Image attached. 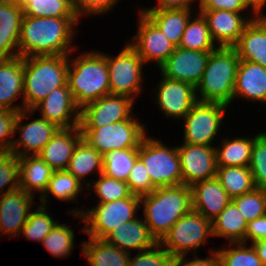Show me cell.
<instances>
[{
  "instance_id": "6da1fadb",
  "label": "cell",
  "mask_w": 266,
  "mask_h": 266,
  "mask_svg": "<svg viewBox=\"0 0 266 266\" xmlns=\"http://www.w3.org/2000/svg\"><path fill=\"white\" fill-rule=\"evenodd\" d=\"M79 18L24 16L19 37V56L68 55ZM72 46V47H71Z\"/></svg>"
},
{
  "instance_id": "7a4b0ae2",
  "label": "cell",
  "mask_w": 266,
  "mask_h": 266,
  "mask_svg": "<svg viewBox=\"0 0 266 266\" xmlns=\"http://www.w3.org/2000/svg\"><path fill=\"white\" fill-rule=\"evenodd\" d=\"M140 203L150 233L159 243L173 224L193 209L191 187L184 184L159 187L141 196Z\"/></svg>"
},
{
  "instance_id": "3957f363",
  "label": "cell",
  "mask_w": 266,
  "mask_h": 266,
  "mask_svg": "<svg viewBox=\"0 0 266 266\" xmlns=\"http://www.w3.org/2000/svg\"><path fill=\"white\" fill-rule=\"evenodd\" d=\"M69 55L24 58V110L33 108L54 89L67 84Z\"/></svg>"
},
{
  "instance_id": "277c9868",
  "label": "cell",
  "mask_w": 266,
  "mask_h": 266,
  "mask_svg": "<svg viewBox=\"0 0 266 266\" xmlns=\"http://www.w3.org/2000/svg\"><path fill=\"white\" fill-rule=\"evenodd\" d=\"M239 57L234 47L219 46L211 51L200 82L195 87L197 101L221 103L233 100Z\"/></svg>"
},
{
  "instance_id": "5b68a950",
  "label": "cell",
  "mask_w": 266,
  "mask_h": 266,
  "mask_svg": "<svg viewBox=\"0 0 266 266\" xmlns=\"http://www.w3.org/2000/svg\"><path fill=\"white\" fill-rule=\"evenodd\" d=\"M67 83L80 110L110 94L109 71L104 53L89 52L68 66Z\"/></svg>"
},
{
  "instance_id": "8992f818",
  "label": "cell",
  "mask_w": 266,
  "mask_h": 266,
  "mask_svg": "<svg viewBox=\"0 0 266 266\" xmlns=\"http://www.w3.org/2000/svg\"><path fill=\"white\" fill-rule=\"evenodd\" d=\"M141 206L140 197L132 194L120 200L99 203L86 212L76 208L75 211L71 210V214L80 217L87 224L82 231L89 234V237L104 239L115 227L135 219L136 210Z\"/></svg>"
},
{
  "instance_id": "52a82bcc",
  "label": "cell",
  "mask_w": 266,
  "mask_h": 266,
  "mask_svg": "<svg viewBox=\"0 0 266 266\" xmlns=\"http://www.w3.org/2000/svg\"><path fill=\"white\" fill-rule=\"evenodd\" d=\"M138 158L145 165L155 188L182 184L177 147H166L159 140L145 136L138 147Z\"/></svg>"
},
{
  "instance_id": "ba28073f",
  "label": "cell",
  "mask_w": 266,
  "mask_h": 266,
  "mask_svg": "<svg viewBox=\"0 0 266 266\" xmlns=\"http://www.w3.org/2000/svg\"><path fill=\"white\" fill-rule=\"evenodd\" d=\"M80 129L83 138L102 156L116 149L138 148L146 136L145 126L134 120L133 115L127 120L100 128Z\"/></svg>"
},
{
  "instance_id": "9c48e42d",
  "label": "cell",
  "mask_w": 266,
  "mask_h": 266,
  "mask_svg": "<svg viewBox=\"0 0 266 266\" xmlns=\"http://www.w3.org/2000/svg\"><path fill=\"white\" fill-rule=\"evenodd\" d=\"M209 236H213L212 222L195 210L177 220L169 232L159 242L173 257L187 255L205 243Z\"/></svg>"
},
{
  "instance_id": "30bf717a",
  "label": "cell",
  "mask_w": 266,
  "mask_h": 266,
  "mask_svg": "<svg viewBox=\"0 0 266 266\" xmlns=\"http://www.w3.org/2000/svg\"><path fill=\"white\" fill-rule=\"evenodd\" d=\"M105 58L109 71L110 94L125 95L134 100L133 97L139 94L142 88V58L130 44L116 57L105 54Z\"/></svg>"
},
{
  "instance_id": "8fae6325",
  "label": "cell",
  "mask_w": 266,
  "mask_h": 266,
  "mask_svg": "<svg viewBox=\"0 0 266 266\" xmlns=\"http://www.w3.org/2000/svg\"><path fill=\"white\" fill-rule=\"evenodd\" d=\"M226 105L197 101L184 119V143L211 146Z\"/></svg>"
},
{
  "instance_id": "7c38bea8",
  "label": "cell",
  "mask_w": 266,
  "mask_h": 266,
  "mask_svg": "<svg viewBox=\"0 0 266 266\" xmlns=\"http://www.w3.org/2000/svg\"><path fill=\"white\" fill-rule=\"evenodd\" d=\"M134 100L125 95L108 94L87 104L80 111V128H100L127 120Z\"/></svg>"
},
{
  "instance_id": "4fadbf2b",
  "label": "cell",
  "mask_w": 266,
  "mask_h": 266,
  "mask_svg": "<svg viewBox=\"0 0 266 266\" xmlns=\"http://www.w3.org/2000/svg\"><path fill=\"white\" fill-rule=\"evenodd\" d=\"M216 147L187 144L177 147L182 171V184H193L216 177Z\"/></svg>"
},
{
  "instance_id": "5bb4252c",
  "label": "cell",
  "mask_w": 266,
  "mask_h": 266,
  "mask_svg": "<svg viewBox=\"0 0 266 266\" xmlns=\"http://www.w3.org/2000/svg\"><path fill=\"white\" fill-rule=\"evenodd\" d=\"M211 51H195L175 47L171 56L159 67L164 77L196 87L200 82Z\"/></svg>"
},
{
  "instance_id": "9a60e30c",
  "label": "cell",
  "mask_w": 266,
  "mask_h": 266,
  "mask_svg": "<svg viewBox=\"0 0 266 266\" xmlns=\"http://www.w3.org/2000/svg\"><path fill=\"white\" fill-rule=\"evenodd\" d=\"M138 21L139 31L136 36L134 35L130 45L142 58L144 64L155 60L160 67L174 52L175 46L143 12H140Z\"/></svg>"
},
{
  "instance_id": "2e32d148",
  "label": "cell",
  "mask_w": 266,
  "mask_h": 266,
  "mask_svg": "<svg viewBox=\"0 0 266 266\" xmlns=\"http://www.w3.org/2000/svg\"><path fill=\"white\" fill-rule=\"evenodd\" d=\"M27 113H33L32 110H22L19 112L15 122V132L19 129L20 137L18 140H13L11 153L17 157L29 155H38L48 141L60 129L56 124L48 122L44 118H38L30 123L21 125L22 120L28 118ZM21 148V149H20ZM25 152H23V150ZM23 152V153H22Z\"/></svg>"
},
{
  "instance_id": "e0dca14e",
  "label": "cell",
  "mask_w": 266,
  "mask_h": 266,
  "mask_svg": "<svg viewBox=\"0 0 266 266\" xmlns=\"http://www.w3.org/2000/svg\"><path fill=\"white\" fill-rule=\"evenodd\" d=\"M37 109H41V118L56 124L59 128L77 127L80 124L81 110L75 103L68 83L54 89L32 111L35 112ZM71 115H74V118H71Z\"/></svg>"
},
{
  "instance_id": "ac0fdd59",
  "label": "cell",
  "mask_w": 266,
  "mask_h": 266,
  "mask_svg": "<svg viewBox=\"0 0 266 266\" xmlns=\"http://www.w3.org/2000/svg\"><path fill=\"white\" fill-rule=\"evenodd\" d=\"M157 104L167 117L184 118L197 102L195 87L191 84L171 80L162 75Z\"/></svg>"
},
{
  "instance_id": "d6986e66",
  "label": "cell",
  "mask_w": 266,
  "mask_h": 266,
  "mask_svg": "<svg viewBox=\"0 0 266 266\" xmlns=\"http://www.w3.org/2000/svg\"><path fill=\"white\" fill-rule=\"evenodd\" d=\"M207 21L211 38L218 46L233 47L252 19H244L241 12L229 10H199Z\"/></svg>"
},
{
  "instance_id": "ffe728a7",
  "label": "cell",
  "mask_w": 266,
  "mask_h": 266,
  "mask_svg": "<svg viewBox=\"0 0 266 266\" xmlns=\"http://www.w3.org/2000/svg\"><path fill=\"white\" fill-rule=\"evenodd\" d=\"M34 197L23 189L4 193L0 196V226L3 234L20 235L30 214Z\"/></svg>"
},
{
  "instance_id": "44dd1931",
  "label": "cell",
  "mask_w": 266,
  "mask_h": 266,
  "mask_svg": "<svg viewBox=\"0 0 266 266\" xmlns=\"http://www.w3.org/2000/svg\"><path fill=\"white\" fill-rule=\"evenodd\" d=\"M23 17L19 0H0V59L19 56L17 48Z\"/></svg>"
},
{
  "instance_id": "7402d4cb",
  "label": "cell",
  "mask_w": 266,
  "mask_h": 266,
  "mask_svg": "<svg viewBox=\"0 0 266 266\" xmlns=\"http://www.w3.org/2000/svg\"><path fill=\"white\" fill-rule=\"evenodd\" d=\"M24 89V58L0 59V109L10 111H22L24 105H14L15 99L20 93L23 96ZM14 105V106H13Z\"/></svg>"
},
{
  "instance_id": "603a6c76",
  "label": "cell",
  "mask_w": 266,
  "mask_h": 266,
  "mask_svg": "<svg viewBox=\"0 0 266 266\" xmlns=\"http://www.w3.org/2000/svg\"><path fill=\"white\" fill-rule=\"evenodd\" d=\"M191 192L193 210L211 222L232 201L216 177L193 184Z\"/></svg>"
},
{
  "instance_id": "cb8c5ba5",
  "label": "cell",
  "mask_w": 266,
  "mask_h": 266,
  "mask_svg": "<svg viewBox=\"0 0 266 266\" xmlns=\"http://www.w3.org/2000/svg\"><path fill=\"white\" fill-rule=\"evenodd\" d=\"M82 138L79 126L60 128L38 156L54 171L66 170L75 147Z\"/></svg>"
},
{
  "instance_id": "d4e9b609",
  "label": "cell",
  "mask_w": 266,
  "mask_h": 266,
  "mask_svg": "<svg viewBox=\"0 0 266 266\" xmlns=\"http://www.w3.org/2000/svg\"><path fill=\"white\" fill-rule=\"evenodd\" d=\"M253 17L233 47L240 60L266 68V16Z\"/></svg>"
},
{
  "instance_id": "484cf974",
  "label": "cell",
  "mask_w": 266,
  "mask_h": 266,
  "mask_svg": "<svg viewBox=\"0 0 266 266\" xmlns=\"http://www.w3.org/2000/svg\"><path fill=\"white\" fill-rule=\"evenodd\" d=\"M104 239L113 246L128 252L130 249H137L139 252L148 250L158 243L150 233L145 220L141 221L137 218L125 222L118 228L115 227Z\"/></svg>"
},
{
  "instance_id": "4316f807",
  "label": "cell",
  "mask_w": 266,
  "mask_h": 266,
  "mask_svg": "<svg viewBox=\"0 0 266 266\" xmlns=\"http://www.w3.org/2000/svg\"><path fill=\"white\" fill-rule=\"evenodd\" d=\"M237 96L266 102V68L239 60L233 99Z\"/></svg>"
},
{
  "instance_id": "83f0119b",
  "label": "cell",
  "mask_w": 266,
  "mask_h": 266,
  "mask_svg": "<svg viewBox=\"0 0 266 266\" xmlns=\"http://www.w3.org/2000/svg\"><path fill=\"white\" fill-rule=\"evenodd\" d=\"M19 161V187L33 196V191L42 192L47 190L49 180L54 170L38 155L18 157Z\"/></svg>"
},
{
  "instance_id": "f1b7e54d",
  "label": "cell",
  "mask_w": 266,
  "mask_h": 266,
  "mask_svg": "<svg viewBox=\"0 0 266 266\" xmlns=\"http://www.w3.org/2000/svg\"><path fill=\"white\" fill-rule=\"evenodd\" d=\"M143 12L178 47L186 24L192 17L191 9H143Z\"/></svg>"
},
{
  "instance_id": "f546056e",
  "label": "cell",
  "mask_w": 266,
  "mask_h": 266,
  "mask_svg": "<svg viewBox=\"0 0 266 266\" xmlns=\"http://www.w3.org/2000/svg\"><path fill=\"white\" fill-rule=\"evenodd\" d=\"M82 251L91 266H128L130 253L108 243L105 239L89 237Z\"/></svg>"
},
{
  "instance_id": "4dcf8cb0",
  "label": "cell",
  "mask_w": 266,
  "mask_h": 266,
  "mask_svg": "<svg viewBox=\"0 0 266 266\" xmlns=\"http://www.w3.org/2000/svg\"><path fill=\"white\" fill-rule=\"evenodd\" d=\"M248 222L231 201L212 221L213 236L225 237L230 243L244 242Z\"/></svg>"
},
{
  "instance_id": "1f68e13d",
  "label": "cell",
  "mask_w": 266,
  "mask_h": 266,
  "mask_svg": "<svg viewBox=\"0 0 266 266\" xmlns=\"http://www.w3.org/2000/svg\"><path fill=\"white\" fill-rule=\"evenodd\" d=\"M102 158L103 156L82 138L75 147L66 171L81 182L94 170H97L99 175L103 173Z\"/></svg>"
},
{
  "instance_id": "d6a6232c",
  "label": "cell",
  "mask_w": 266,
  "mask_h": 266,
  "mask_svg": "<svg viewBox=\"0 0 266 266\" xmlns=\"http://www.w3.org/2000/svg\"><path fill=\"white\" fill-rule=\"evenodd\" d=\"M261 134V132L254 136V138H235L233 140L224 138L222 148H215L217 167L224 166H241L249 167L251 160V150L254 140Z\"/></svg>"
},
{
  "instance_id": "836d02e7",
  "label": "cell",
  "mask_w": 266,
  "mask_h": 266,
  "mask_svg": "<svg viewBox=\"0 0 266 266\" xmlns=\"http://www.w3.org/2000/svg\"><path fill=\"white\" fill-rule=\"evenodd\" d=\"M216 178L231 198L241 196L256 188L249 167H218Z\"/></svg>"
},
{
  "instance_id": "e575fe53",
  "label": "cell",
  "mask_w": 266,
  "mask_h": 266,
  "mask_svg": "<svg viewBox=\"0 0 266 266\" xmlns=\"http://www.w3.org/2000/svg\"><path fill=\"white\" fill-rule=\"evenodd\" d=\"M24 16L79 18L73 0H19Z\"/></svg>"
},
{
  "instance_id": "d590c367",
  "label": "cell",
  "mask_w": 266,
  "mask_h": 266,
  "mask_svg": "<svg viewBox=\"0 0 266 266\" xmlns=\"http://www.w3.org/2000/svg\"><path fill=\"white\" fill-rule=\"evenodd\" d=\"M191 21L188 20L181 42L178 47L195 51H213L215 42L212 40L206 19L200 13Z\"/></svg>"
},
{
  "instance_id": "8d00e7d4",
  "label": "cell",
  "mask_w": 266,
  "mask_h": 266,
  "mask_svg": "<svg viewBox=\"0 0 266 266\" xmlns=\"http://www.w3.org/2000/svg\"><path fill=\"white\" fill-rule=\"evenodd\" d=\"M103 174L127 182L129 173L138 159V148L113 150L103 155Z\"/></svg>"
},
{
  "instance_id": "74e56055",
  "label": "cell",
  "mask_w": 266,
  "mask_h": 266,
  "mask_svg": "<svg viewBox=\"0 0 266 266\" xmlns=\"http://www.w3.org/2000/svg\"><path fill=\"white\" fill-rule=\"evenodd\" d=\"M81 185L83 184L66 170L54 171L49 180V185L46 192L43 196L40 197V203L42 204V206L47 205V198H49V193L56 197L57 200H76L78 196L77 194L82 191Z\"/></svg>"
},
{
  "instance_id": "f35d334b",
  "label": "cell",
  "mask_w": 266,
  "mask_h": 266,
  "mask_svg": "<svg viewBox=\"0 0 266 266\" xmlns=\"http://www.w3.org/2000/svg\"><path fill=\"white\" fill-rule=\"evenodd\" d=\"M234 248L219 249V266H264L254 247L247 248L246 243H230Z\"/></svg>"
},
{
  "instance_id": "ab89813d",
  "label": "cell",
  "mask_w": 266,
  "mask_h": 266,
  "mask_svg": "<svg viewBox=\"0 0 266 266\" xmlns=\"http://www.w3.org/2000/svg\"><path fill=\"white\" fill-rule=\"evenodd\" d=\"M73 229L57 223L44 237L42 244L53 256L58 258L69 256L74 246Z\"/></svg>"
},
{
  "instance_id": "60d3db41",
  "label": "cell",
  "mask_w": 266,
  "mask_h": 266,
  "mask_svg": "<svg viewBox=\"0 0 266 266\" xmlns=\"http://www.w3.org/2000/svg\"><path fill=\"white\" fill-rule=\"evenodd\" d=\"M47 206H38L37 211L30 212L26 224L21 232L27 240H37L42 242L44 237L55 227L58 220H53L52 216L46 213Z\"/></svg>"
},
{
  "instance_id": "b9f144b4",
  "label": "cell",
  "mask_w": 266,
  "mask_h": 266,
  "mask_svg": "<svg viewBox=\"0 0 266 266\" xmlns=\"http://www.w3.org/2000/svg\"><path fill=\"white\" fill-rule=\"evenodd\" d=\"M247 222L266 214V190L255 188L251 192L232 198Z\"/></svg>"
},
{
  "instance_id": "7bdbcfd3",
  "label": "cell",
  "mask_w": 266,
  "mask_h": 266,
  "mask_svg": "<svg viewBox=\"0 0 266 266\" xmlns=\"http://www.w3.org/2000/svg\"><path fill=\"white\" fill-rule=\"evenodd\" d=\"M93 185L96 194L100 198L97 203H109L132 195L127 182L116 180L103 173L99 175V179L93 182Z\"/></svg>"
},
{
  "instance_id": "ee69618b",
  "label": "cell",
  "mask_w": 266,
  "mask_h": 266,
  "mask_svg": "<svg viewBox=\"0 0 266 266\" xmlns=\"http://www.w3.org/2000/svg\"><path fill=\"white\" fill-rule=\"evenodd\" d=\"M249 169L256 188L266 190V133H261L251 150Z\"/></svg>"
},
{
  "instance_id": "f6af8a7d",
  "label": "cell",
  "mask_w": 266,
  "mask_h": 266,
  "mask_svg": "<svg viewBox=\"0 0 266 266\" xmlns=\"http://www.w3.org/2000/svg\"><path fill=\"white\" fill-rule=\"evenodd\" d=\"M19 161L18 157L11 152L0 153V196L3 189L9 185L5 193L19 189Z\"/></svg>"
},
{
  "instance_id": "bcb514c9",
  "label": "cell",
  "mask_w": 266,
  "mask_h": 266,
  "mask_svg": "<svg viewBox=\"0 0 266 266\" xmlns=\"http://www.w3.org/2000/svg\"><path fill=\"white\" fill-rule=\"evenodd\" d=\"M173 258L157 243L151 249L140 251L134 258L130 257L128 266H172Z\"/></svg>"
},
{
  "instance_id": "7dc6e473",
  "label": "cell",
  "mask_w": 266,
  "mask_h": 266,
  "mask_svg": "<svg viewBox=\"0 0 266 266\" xmlns=\"http://www.w3.org/2000/svg\"><path fill=\"white\" fill-rule=\"evenodd\" d=\"M127 184L131 193L139 197L150 194L156 189L151 182L145 165L139 158L129 173Z\"/></svg>"
},
{
  "instance_id": "c3c4849f",
  "label": "cell",
  "mask_w": 266,
  "mask_h": 266,
  "mask_svg": "<svg viewBox=\"0 0 266 266\" xmlns=\"http://www.w3.org/2000/svg\"><path fill=\"white\" fill-rule=\"evenodd\" d=\"M19 112L0 109V153L11 152L13 141L8 139L15 134V122Z\"/></svg>"
},
{
  "instance_id": "681fc988",
  "label": "cell",
  "mask_w": 266,
  "mask_h": 266,
  "mask_svg": "<svg viewBox=\"0 0 266 266\" xmlns=\"http://www.w3.org/2000/svg\"><path fill=\"white\" fill-rule=\"evenodd\" d=\"M200 10H229L241 12L251 7L255 17L262 15L249 0H199Z\"/></svg>"
},
{
  "instance_id": "f907efd6",
  "label": "cell",
  "mask_w": 266,
  "mask_h": 266,
  "mask_svg": "<svg viewBox=\"0 0 266 266\" xmlns=\"http://www.w3.org/2000/svg\"><path fill=\"white\" fill-rule=\"evenodd\" d=\"M118 0H74V9L78 17L84 14H103L110 11Z\"/></svg>"
},
{
  "instance_id": "816d5d0a",
  "label": "cell",
  "mask_w": 266,
  "mask_h": 266,
  "mask_svg": "<svg viewBox=\"0 0 266 266\" xmlns=\"http://www.w3.org/2000/svg\"><path fill=\"white\" fill-rule=\"evenodd\" d=\"M249 239H251V243L266 239V214L248 222L244 243Z\"/></svg>"
},
{
  "instance_id": "f5cc1de1",
  "label": "cell",
  "mask_w": 266,
  "mask_h": 266,
  "mask_svg": "<svg viewBox=\"0 0 266 266\" xmlns=\"http://www.w3.org/2000/svg\"><path fill=\"white\" fill-rule=\"evenodd\" d=\"M211 256L206 259L197 258L195 255V259L192 261H186L185 257L187 255H181L173 258L172 266H219V256L217 251L211 252Z\"/></svg>"
},
{
  "instance_id": "db71d44e",
  "label": "cell",
  "mask_w": 266,
  "mask_h": 266,
  "mask_svg": "<svg viewBox=\"0 0 266 266\" xmlns=\"http://www.w3.org/2000/svg\"><path fill=\"white\" fill-rule=\"evenodd\" d=\"M193 1L194 0H158V7L147 9H191V3H193Z\"/></svg>"
},
{
  "instance_id": "11a10c76",
  "label": "cell",
  "mask_w": 266,
  "mask_h": 266,
  "mask_svg": "<svg viewBox=\"0 0 266 266\" xmlns=\"http://www.w3.org/2000/svg\"><path fill=\"white\" fill-rule=\"evenodd\" d=\"M251 245L254 247L257 256L261 259L264 266H266V239L256 241Z\"/></svg>"
},
{
  "instance_id": "9f6ffc18",
  "label": "cell",
  "mask_w": 266,
  "mask_h": 266,
  "mask_svg": "<svg viewBox=\"0 0 266 266\" xmlns=\"http://www.w3.org/2000/svg\"><path fill=\"white\" fill-rule=\"evenodd\" d=\"M261 13L263 6L266 4V0H249Z\"/></svg>"
},
{
  "instance_id": "6f0895ef",
  "label": "cell",
  "mask_w": 266,
  "mask_h": 266,
  "mask_svg": "<svg viewBox=\"0 0 266 266\" xmlns=\"http://www.w3.org/2000/svg\"><path fill=\"white\" fill-rule=\"evenodd\" d=\"M0 234H3L2 229H1V226H0ZM0 236H1V235H0Z\"/></svg>"
}]
</instances>
